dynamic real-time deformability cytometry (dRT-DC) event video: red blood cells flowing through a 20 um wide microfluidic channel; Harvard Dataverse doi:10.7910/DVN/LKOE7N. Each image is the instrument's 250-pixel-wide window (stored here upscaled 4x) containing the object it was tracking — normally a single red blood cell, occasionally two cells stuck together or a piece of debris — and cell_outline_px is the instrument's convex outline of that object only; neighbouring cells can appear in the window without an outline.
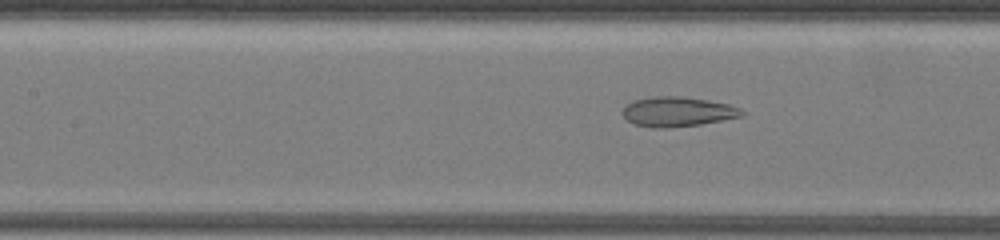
{"species": "common noctule bat (a hibernating species)", "species_latin": "Nyctalus noctula", "temperature_condition": "warm", "stored_images_in_passage": 43, "camera_frame_rate_fps": 3000, "um_per_image_px": 0.085, "animal": {"sex": "female", "body_mass_g": 19.5, "forearm_length_mm": 54.1}, "frame": {"image": 1, "passage_image": 14, "time_ms": 4.333, "image_size_px": [1000, 240], "cell_outline_px": [[744, 116], [700, 124], [668, 128], [652, 128], [636, 124], [628, 120], [620, 112], [624, 104], [632, 100], [652, 96], [680, 96], [708, 100], [728, 104], [740, 108], [744, 112]], "centroid_in_image_um": [57.55, 9.48], "position_along_channel_um": 149.9, "area_um2": 20.87}}
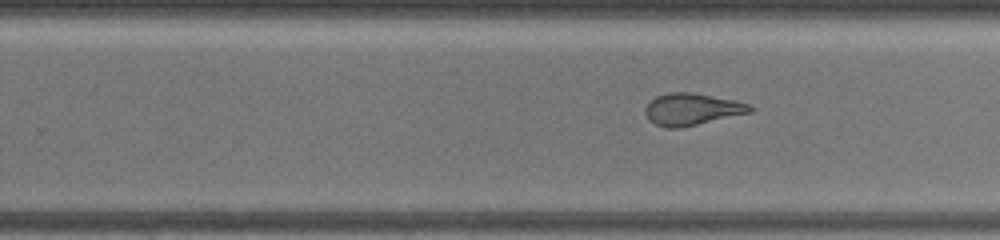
{"frame": {"image": 2, "passage_image": 27, "time_ms": 8.667, "image_size_px": [1000, 240], "cell_outline_px": [[756, 108], [752, 112], [680, 128], [664, 128], [648, 120], [644, 112], [644, 108], [656, 96], [668, 92], [692, 92], [736, 100], [748, 104]], "centroid_in_image_um": [58.81, 9.28], "position_along_channel_um": 271.0, "area_um2": 19.65}}
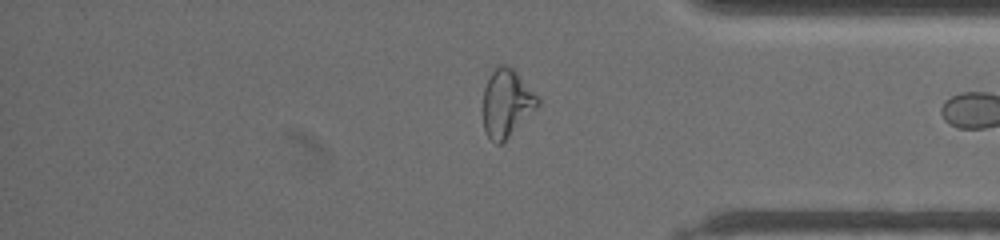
{"frame": {"image": 3, "passage_image": 41, "time_ms": 13.333, "image_size_px": [1000, 240], "cell_outline_px": [[540, 104], [500, 144], [496, 144], [488, 136], [484, 128], [484, 88], [496, 64], [504, 64], [512, 68], [516, 72], [540, 100]], "centroid_in_image_um": [43.05, 8.74], "position_along_channel_um": 392.2, "area_um2": 20.87}}